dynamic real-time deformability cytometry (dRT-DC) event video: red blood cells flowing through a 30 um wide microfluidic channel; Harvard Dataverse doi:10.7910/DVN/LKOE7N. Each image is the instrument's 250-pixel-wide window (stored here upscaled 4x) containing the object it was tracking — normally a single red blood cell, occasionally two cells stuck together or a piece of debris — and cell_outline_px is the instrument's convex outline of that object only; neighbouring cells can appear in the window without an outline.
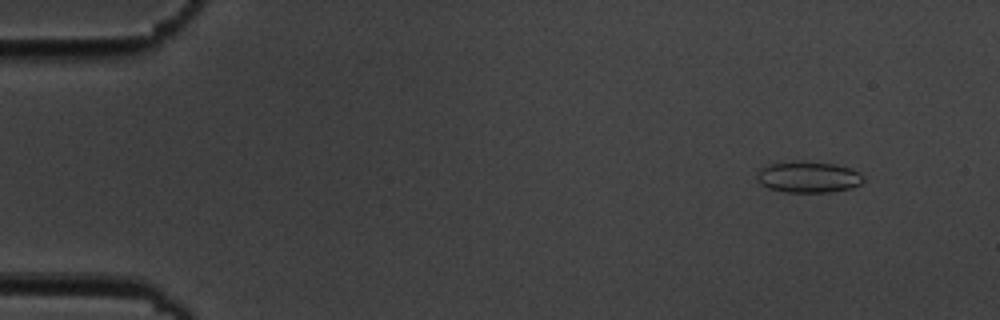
{"species": "common noctule bat (a hibernating species)", "species_latin": "Nyctalus noctula", "temperature_condition": "cold", "stored_images_in_passage": 14, "camera_frame_rate_fps": 3000, "um_per_image_px": 0.085, "animal": {"sex": "male", "body_mass_g": 19.5, "forearm_length_mm": 54.6}, "frame": {"image": 1, "passage_image": 1, "time_ms": 0.0, "image_size_px": [1000, 320], "cell_outline_px": [[864, 180], [860, 184], [852, 188], [832, 192], [784, 192], [768, 188], [760, 184], [756, 180], [756, 172], [760, 168], [768, 164], [800, 160], [836, 164], [852, 168], [860, 172], [864, 176]], "centroid_in_image_um": [68.7, 15.04], "position_along_channel_um": 16.3, "area_um2": 19.88}}
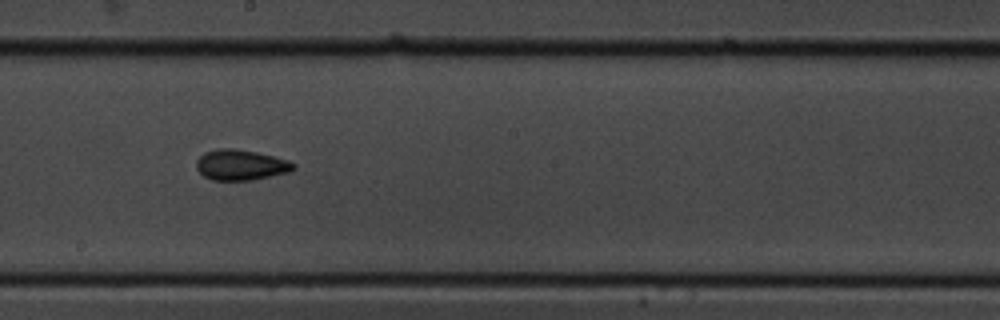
{"frame": {"image": 2, "passage_image": 8, "time_ms": 9.0, "image_size_px": [1000, 320], "cell_outline_px": [[296, 168], [292, 172], [252, 180], [212, 180], [204, 176], [196, 168], [196, 160], [204, 152], [216, 148], [236, 148], [256, 152], [288, 160], [296, 164]], "centroid_in_image_um": [20.48, 14.01], "position_along_channel_um": 227.7, "area_um2": 17.51}}
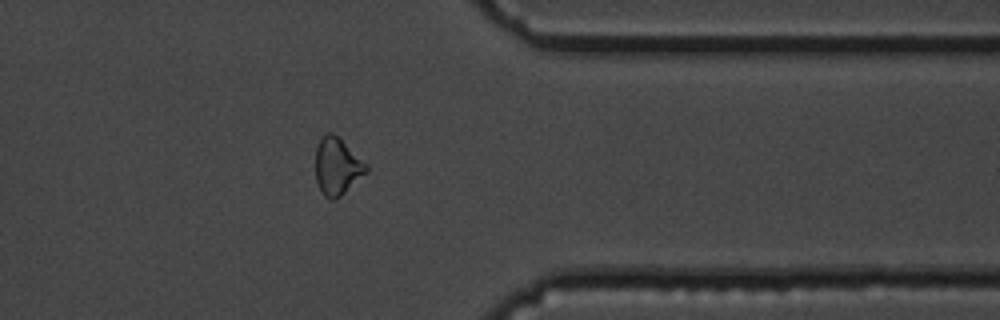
{"frame": {"image": 3, "passage_image": 12, "time_ms": 13.667, "image_size_px": [1000, 320], "cell_outline_px": [[368, 172], [340, 196], [332, 200], [324, 196], [320, 192], [316, 180], [316, 144], [328, 132], [332, 132], [368, 164]], "centroid_in_image_um": [28.66, 14.16], "position_along_channel_um": 382.7, "area_um2": 16.82}, "authors_computed_cell_mechanics": {"area_um2": 17.1088, "velocity_mm_per_s": 3.5179, "shape_relaxation_time_tau1_ms": 5.9503, "shape_relaxation_time_tau2_ms": 2.105, "deformation_change_tau1": 0.0945, "deformation_change_tau2": 0.0694}}